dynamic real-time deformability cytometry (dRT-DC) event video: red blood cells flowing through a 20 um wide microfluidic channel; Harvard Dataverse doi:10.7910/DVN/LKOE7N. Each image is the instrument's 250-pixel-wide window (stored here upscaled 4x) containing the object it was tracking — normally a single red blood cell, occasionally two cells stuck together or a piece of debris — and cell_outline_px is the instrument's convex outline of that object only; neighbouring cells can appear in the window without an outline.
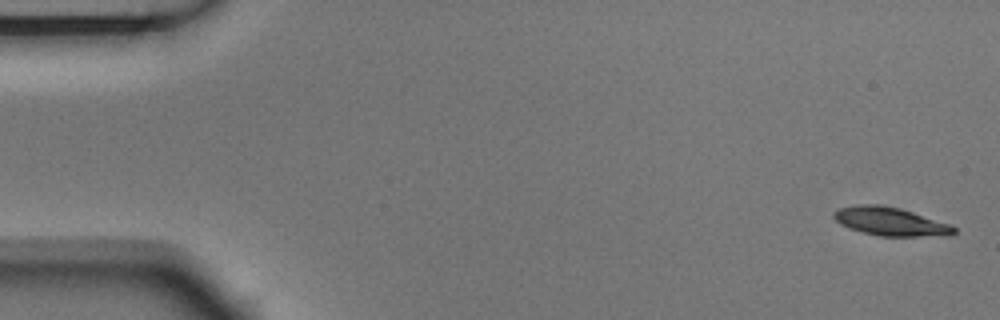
{"species": "Egyptian fruit bat (a non-hibernating species)", "species_latin": "Rousettus aegyptiacus", "temperature_condition": "room temperature", "stored_images_in_passage": 5, "camera_frame_rate_fps": 3000, "um_per_image_px": 0.085, "animal": {"sex": "male"}, "frame": {"image": 1, "passage_image": 1, "time_ms": 0.0, "image_size_px": [1000, 320], "cell_outline_px": [[956, 232], [952, 236], [880, 236], [848, 228], [840, 224], [832, 216], [832, 212], [840, 208], [856, 204], [876, 204], [900, 208], [952, 224], [956, 228]], "centroid_in_image_um": [75.72, 18.83], "position_along_channel_um": 9.3, "area_um2": 20.11}}
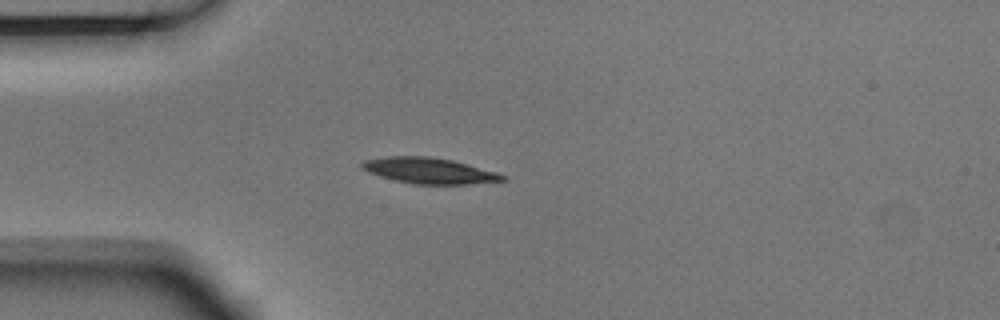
{"frame": {"image": 2, "passage_image": 4, "time_ms": 1.0, "image_size_px": [1000, 320], "cell_outline_px": [[504, 180], [468, 184], [412, 184], [380, 176], [368, 172], [360, 168], [360, 164], [364, 160], [388, 156], [428, 156], [452, 160], [496, 172], [504, 176]], "centroid_in_image_um": [36.41, 14.5], "position_along_channel_um": 48.6, "area_um2": 20.92}}